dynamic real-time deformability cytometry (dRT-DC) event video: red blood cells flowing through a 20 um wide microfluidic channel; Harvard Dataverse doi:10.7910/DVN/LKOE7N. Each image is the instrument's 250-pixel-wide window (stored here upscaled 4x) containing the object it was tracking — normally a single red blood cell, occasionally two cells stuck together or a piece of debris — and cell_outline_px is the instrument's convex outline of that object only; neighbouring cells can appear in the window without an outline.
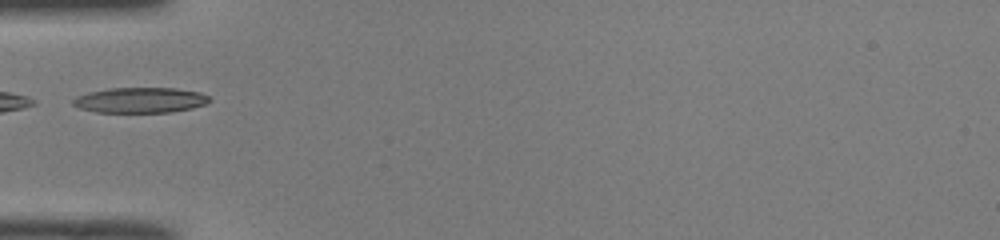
{"species": "common noctule bat (a hibernating species)", "species_latin": "Nyctalus noctula", "temperature_condition": "room temperature", "stored_images_in_passage": 22, "camera_frame_rate_fps": 3000, "um_per_image_px": 0.085, "animal": {"sex": "male", "body_mass_g": 19.0, "forearm_length_mm": 50.8}, "frame": {"image": 1, "passage_image": 1, "time_ms": 0.0, "image_size_px": [1000, 240], "cell_outline_px": [[212, 100], [204, 104], [192, 108], [172, 112], [96, 112], [80, 108], [72, 104], [72, 100], [76, 96], [88, 92], [112, 88], [176, 88], [200, 92], [208, 96]], "centroid_in_image_um": [11.92, 8.51], "position_along_channel_um": 73.1, "area_um2": 20.17}}
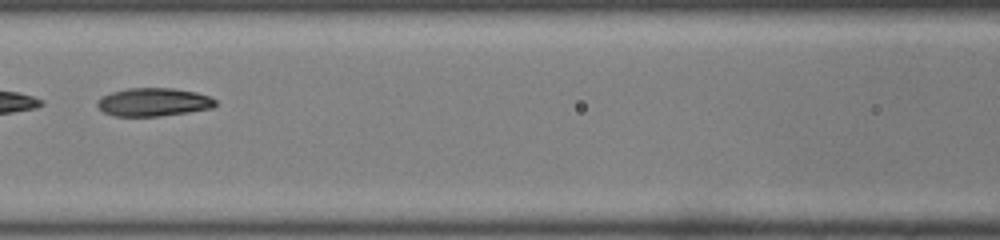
{"frame": {"image": 2, "passage_image": 7, "time_ms": 2.0, "image_size_px": [1000, 240], "cell_outline_px": [[216, 104], [212, 108], [188, 112], [160, 116], [112, 116], [104, 112], [96, 104], [96, 100], [100, 96], [112, 92], [128, 88], [172, 88], [196, 92], [208, 96], [216, 100]], "centroid_in_image_um": [13.01, 8.68], "position_along_channel_um": 153.6, "area_um2": 19.48}}
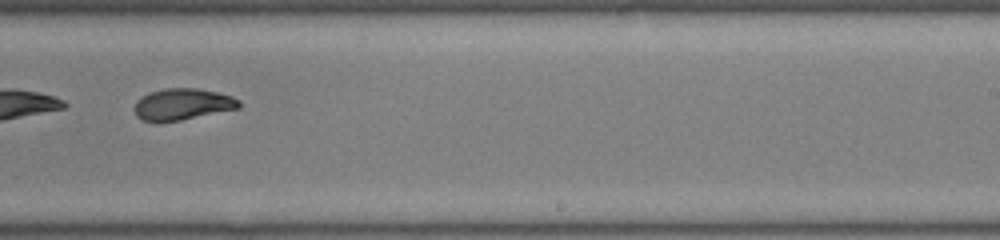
{"frame": {"image": 3, "passage_image": 16, "time_ms": 5.0, "image_size_px": [1000, 240], "cell_outline_px": [[240, 108], [180, 120], [140, 120], [136, 116], [132, 108], [136, 100], [152, 92], [164, 88], [196, 88], [216, 92], [232, 96], [240, 100]], "centroid_in_image_um": [15.51, 8.85], "position_along_channel_um": 273.5, "area_um2": 18.96}}